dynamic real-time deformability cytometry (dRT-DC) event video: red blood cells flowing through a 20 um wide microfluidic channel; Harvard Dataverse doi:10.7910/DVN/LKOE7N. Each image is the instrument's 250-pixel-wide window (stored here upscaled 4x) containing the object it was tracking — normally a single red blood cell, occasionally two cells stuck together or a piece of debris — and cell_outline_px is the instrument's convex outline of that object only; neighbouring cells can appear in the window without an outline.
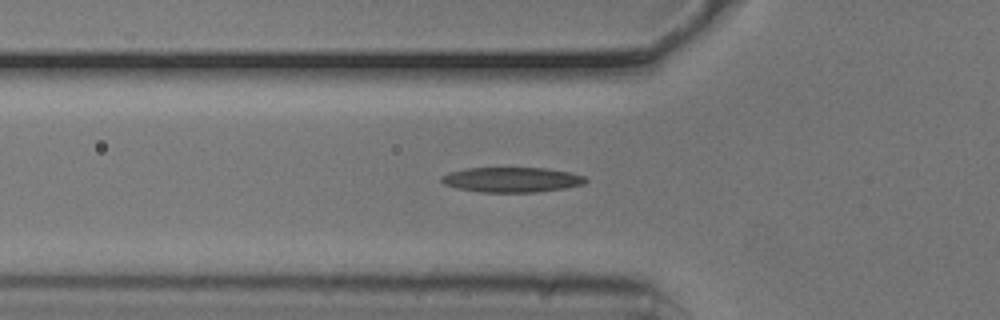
{"species": "common noctule bat (a hibernating species)", "species_latin": "Nyctalus noctula", "temperature_condition": "cold", "stored_images_in_passage": 34, "camera_frame_rate_fps": 3000, "um_per_image_px": 0.085, "animal": {"sex": "male", "body_mass_g": 20.5, "forearm_length_mm": 52.5}, "frame": {"image": 1, "passage_image": 2, "time_ms": 0.333, "image_size_px": [1000, 320], "cell_outline_px": [[588, 180], [584, 184], [564, 188], [536, 192], [480, 192], [456, 188], [444, 184], [440, 180], [440, 176], [448, 172], [468, 168], [544, 168], [568, 172], [584, 176]], "centroid_in_image_um": [43.46, 15.27], "position_along_channel_um": 82.3, "area_um2": 20.98}}
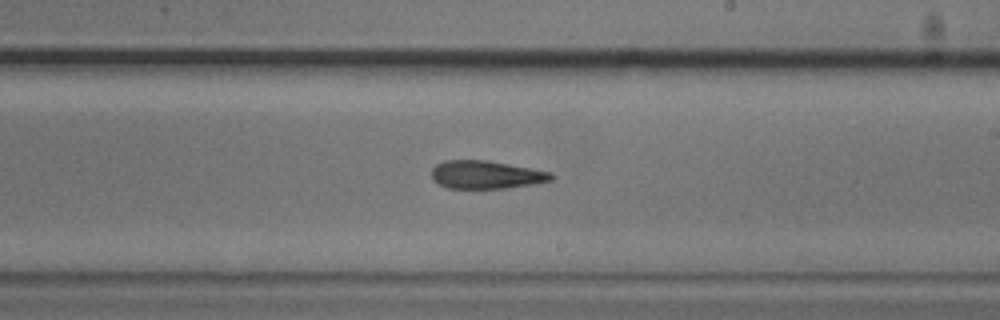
{"frame": {"image": 2, "passage_image": 15, "time_ms": 4.667, "image_size_px": [1000, 320], "cell_outline_px": [[552, 180], [532, 184], [504, 188], [448, 188], [432, 180], [432, 168], [436, 164], [444, 160], [488, 160], [532, 168], [552, 172]], "centroid_in_image_um": [41.3, 14.84], "position_along_channel_um": 247.7, "area_um2": 19.54}}
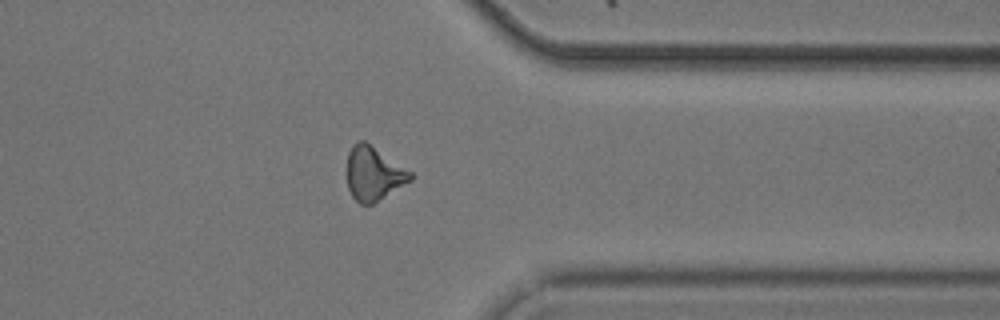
{"frame": {"image": 3, "passage_image": 26, "time_ms": 8.333, "image_size_px": [1000, 320], "cell_outline_px": [[412, 180], [372, 204], [360, 204], [352, 196], [348, 188], [348, 152], [352, 144], [356, 140], [364, 140], [412, 172]], "centroid_in_image_um": [31.75, 14.74], "position_along_channel_um": 379.7, "area_um2": 19.71}}